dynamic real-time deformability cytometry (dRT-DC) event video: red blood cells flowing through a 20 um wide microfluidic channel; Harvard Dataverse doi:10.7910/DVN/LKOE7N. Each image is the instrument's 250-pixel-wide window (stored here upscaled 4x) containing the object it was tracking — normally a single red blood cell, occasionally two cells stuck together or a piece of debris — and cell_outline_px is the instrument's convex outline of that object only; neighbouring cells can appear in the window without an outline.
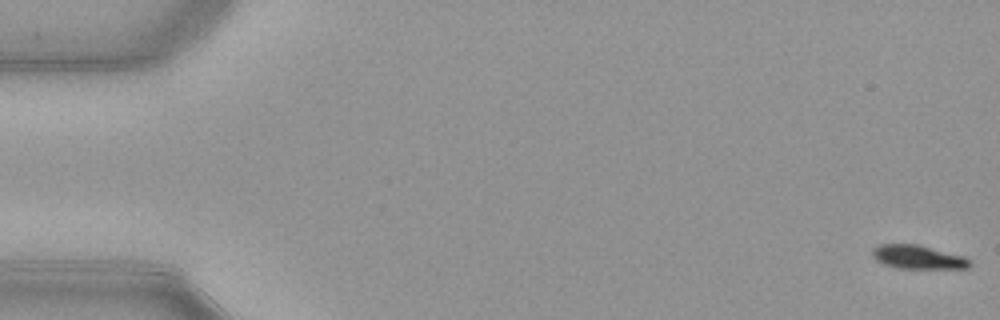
{"species": "common noctule bat (a hibernating species)", "species_latin": "Nyctalus noctula", "temperature_condition": "warm", "stored_images_in_passage": 53, "camera_frame_rate_fps": 3000, "um_per_image_px": 0.085, "animal": {"sex": "female", "body_mass_g": 21.9}, "frame": {"image": 1, "passage_image": 1, "time_ms": 0.0, "image_size_px": [1000, 320], "cell_outline_px": [[972, 264], [968, 268], [896, 268], [884, 264], [876, 260], [872, 256], [872, 248], [880, 244], [916, 244], [964, 256]], "centroid_in_image_um": [77.99, 21.85], "position_along_channel_um": 7.0, "area_um2": 13.35}}
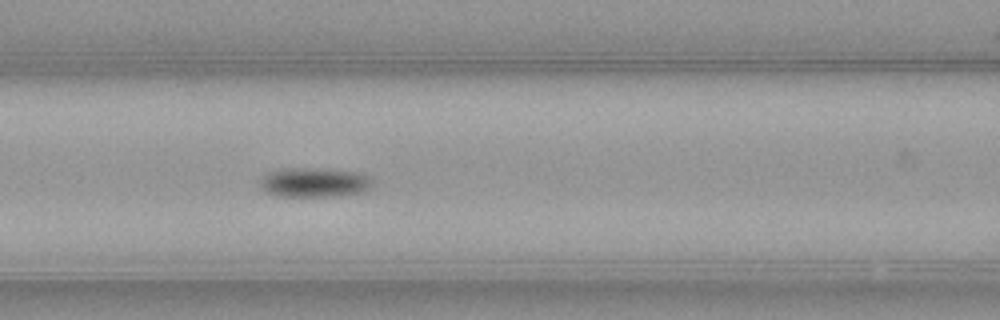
{"frame": {"image": 2, "passage_image": 23, "time_ms": 7.333, "image_size_px": [1000, 320], "cell_outline_px": [[372, 188], [364, 192], [332, 196], [276, 196], [264, 192], [260, 184], [260, 176], [268, 172], [280, 168], [320, 168], [364, 172], [372, 176]], "centroid_in_image_um": [26.74, 15.49], "position_along_channel_um": 139.9, "area_um2": 19.94}}
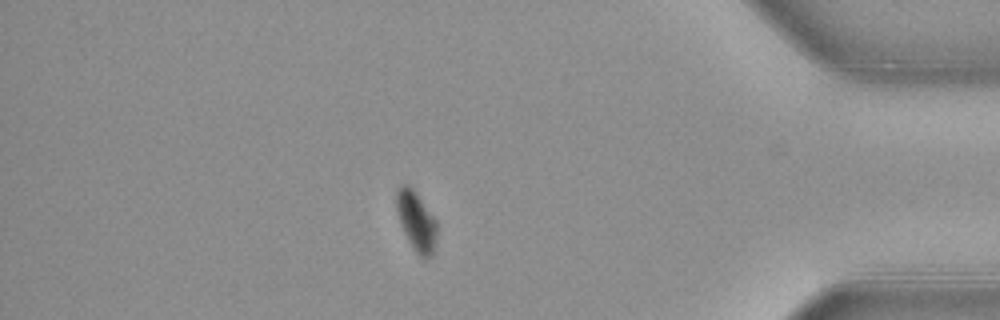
{"frame": {"image": 3, "passage_image": 46, "time_ms": 15.0, "image_size_px": [1000, 320], "cell_outline_px": [[436, 240], [432, 256], [420, 256], [416, 252], [408, 240], [400, 224], [396, 208], [396, 188], [400, 184], [408, 184], [416, 192], [436, 220]], "centroid_in_image_um": [35.36, 18.74], "position_along_channel_um": 399.8, "area_um2": 13.93}, "authors_computed_cell_mechanics": {"area_um2": 16.2996, "velocity_mm_per_s": 3.9085, "shape_relaxation_time_tau1_ms": 1.8971, "shape_relaxation_time_tau2_ms": null, "deformation_change_tau1": 0.1266, "deformation_change_tau2": null}}